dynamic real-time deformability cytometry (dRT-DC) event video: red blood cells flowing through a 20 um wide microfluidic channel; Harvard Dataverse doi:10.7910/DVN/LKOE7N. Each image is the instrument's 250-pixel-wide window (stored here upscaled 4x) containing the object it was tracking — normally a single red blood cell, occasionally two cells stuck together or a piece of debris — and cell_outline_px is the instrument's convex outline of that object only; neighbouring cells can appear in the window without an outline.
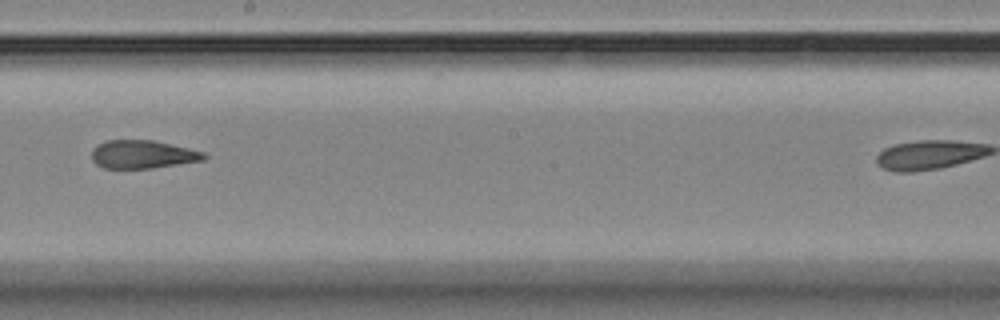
{"species": "Egyptian fruit bat (a non-hibernating species)", "species_latin": "Rousettus aegyptiacus", "temperature_condition": "room temperature", "stored_images_in_passage": 8, "segment_of_instrument_passage": [1, 2], "camera_frame_rate_fps": 3000, "um_per_image_px": 0.085, "animal": {"sex": "female"}, "frame": {"image": 1, "passage_image": 7, "time_ms": 6.667, "image_size_px": [1000, 320], "cell_outline_px": [[208, 156], [204, 160], [152, 168], [104, 168], [96, 164], [92, 160], [92, 148], [104, 140], [152, 140], [188, 148], [204, 152]], "centroid_in_image_um": [12.1, 13.12], "position_along_channel_um": 236.1, "area_um2": 18.44}}